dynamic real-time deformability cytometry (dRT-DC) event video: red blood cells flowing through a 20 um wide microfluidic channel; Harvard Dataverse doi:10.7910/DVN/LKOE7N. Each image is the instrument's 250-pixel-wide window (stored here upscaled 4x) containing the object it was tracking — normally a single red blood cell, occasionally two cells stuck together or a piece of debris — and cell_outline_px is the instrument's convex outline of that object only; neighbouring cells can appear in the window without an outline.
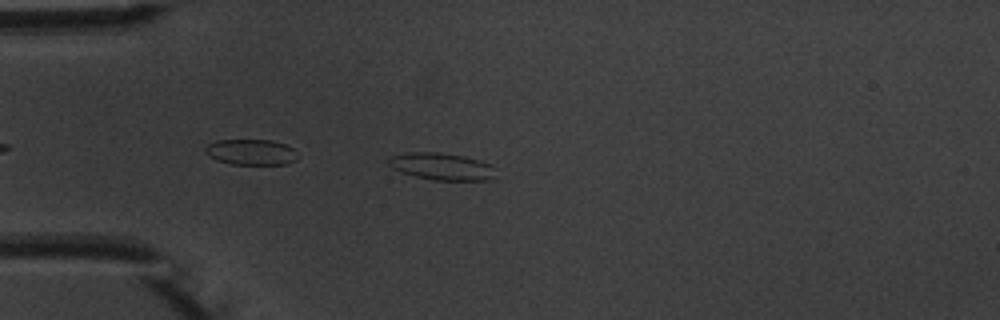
{"species": "common noctule bat (a hibernating species)", "species_latin": "Nyctalus noctula", "temperature_condition": "warm", "stored_images_in_passage": 4, "camera_frame_rate_fps": 3000, "um_per_image_px": 0.085, "animal": {"sex": "male", "body_mass_g": 20.1, "forearm_length_mm": 53.5}, "frame": {"image": 1, "passage_image": 4, "time_ms": 3.667, "image_size_px": [1000, 320], "cell_outline_px": [[496, 168], [492, 180], [432, 180], [416, 176], [392, 168], [388, 164], [388, 156], [404, 152], [436, 152], [464, 156], [480, 160], [492, 164]], "centroid_in_image_um": [37.56, 14.14], "position_along_channel_um": 47.4, "area_um2": 17.05}}